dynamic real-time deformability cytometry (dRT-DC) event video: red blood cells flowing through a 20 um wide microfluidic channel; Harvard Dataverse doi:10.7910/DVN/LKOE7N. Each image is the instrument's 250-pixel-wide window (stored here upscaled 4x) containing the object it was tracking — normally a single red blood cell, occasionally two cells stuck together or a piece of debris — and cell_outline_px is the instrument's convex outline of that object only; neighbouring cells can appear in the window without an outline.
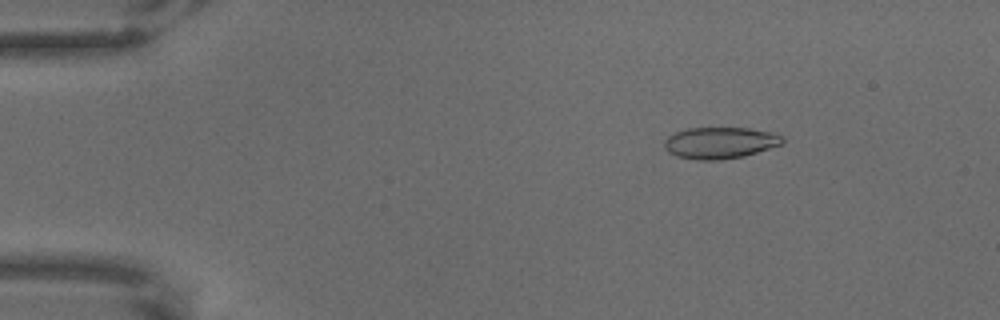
{"species": "common noctule bat (a hibernating species)", "species_latin": "Nyctalus noctula", "temperature_condition": "warm", "stored_images_in_passage": 62, "camera_frame_rate_fps": 3000, "um_per_image_px": 0.085, "animal": {"sex": "male", "body_mass_g": 18.8}, "frame": {"image": 1, "passage_image": 7, "time_ms": 2.0, "image_size_px": [1000, 320], "cell_outline_px": [[784, 140], [780, 144], [744, 156], [720, 160], [696, 160], [676, 156], [668, 152], [664, 148], [664, 140], [668, 136], [676, 132], [688, 128], [748, 128], [768, 132], [784, 136]], "centroid_in_image_um": [61.14, 12.14], "position_along_channel_um": 23.9, "area_um2": 21.56}}
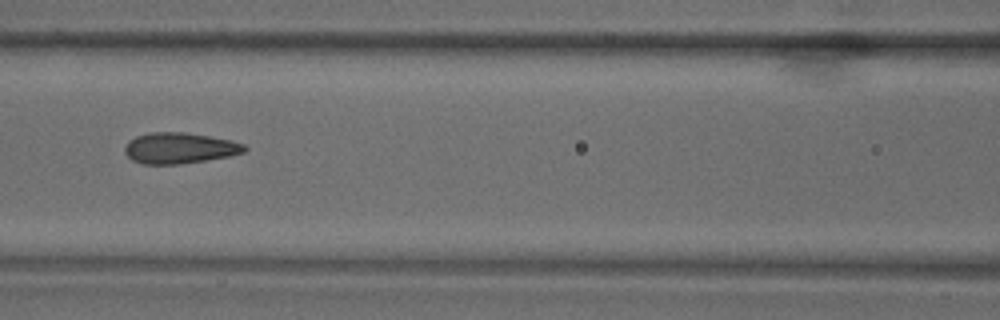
{"frame": {"image": 2, "passage_image": 27, "time_ms": 8.667, "image_size_px": [1000, 320], "cell_outline_px": [[248, 148], [244, 152], [228, 156], [180, 164], [144, 164], [132, 160], [124, 152], [124, 148], [128, 140], [136, 136], [148, 132], [184, 132], [232, 140], [244, 144]], "centroid_in_image_um": [15.23, 12.58], "position_along_channel_um": 151.4, "area_um2": 21.56}}
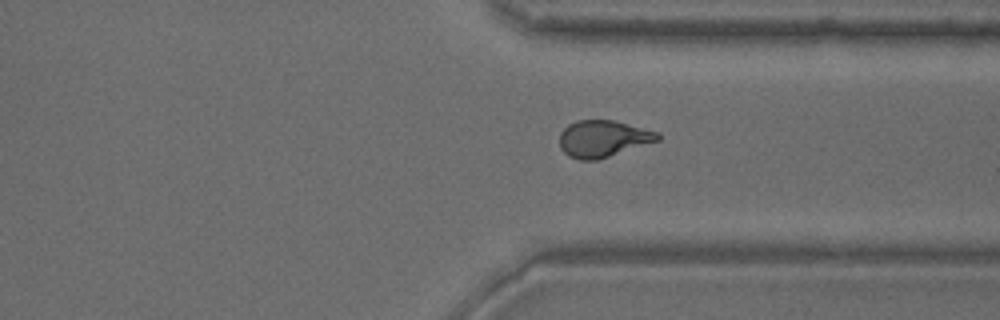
{"frame": {"image": 3, "passage_image": 47, "time_ms": 15.333, "image_size_px": [1000, 320], "cell_outline_px": [[660, 140], [596, 160], [580, 160], [568, 156], [560, 148], [560, 132], [568, 124], [576, 120], [616, 120], [660, 132]], "centroid_in_image_um": [51.26, 11.77], "position_along_channel_um": 360.1, "area_um2": 21.15}}